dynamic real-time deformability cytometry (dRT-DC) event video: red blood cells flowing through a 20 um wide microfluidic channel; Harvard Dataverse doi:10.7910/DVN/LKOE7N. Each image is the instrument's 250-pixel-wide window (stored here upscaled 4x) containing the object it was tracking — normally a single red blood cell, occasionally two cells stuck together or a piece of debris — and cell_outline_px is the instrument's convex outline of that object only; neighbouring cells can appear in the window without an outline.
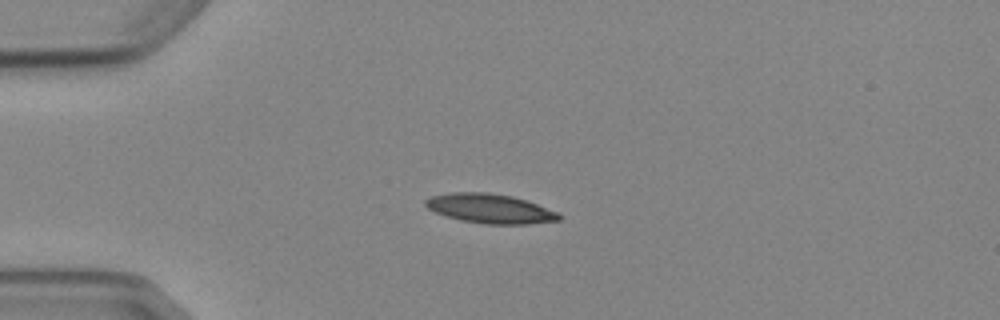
{"species": "Egyptian fruit bat (a non-hibernating species)", "species_latin": "Rousettus aegyptiacus", "temperature_condition": "cold", "stored_images_in_passage": 4, "camera_frame_rate_fps": 3000, "um_per_image_px": 0.085, "animal": {"sex": "female"}, "frame": {"image": 1, "passage_image": 3, "time_ms": 2.333, "image_size_px": [1000, 320], "cell_outline_px": [[564, 216], [560, 220], [528, 224], [484, 224], [460, 220], [436, 212], [428, 208], [424, 204], [424, 200], [432, 196], [452, 192], [488, 192], [512, 196], [560, 212]], "centroid_in_image_um": [41.69, 17.73], "position_along_channel_um": 43.3, "area_um2": 22.89}}